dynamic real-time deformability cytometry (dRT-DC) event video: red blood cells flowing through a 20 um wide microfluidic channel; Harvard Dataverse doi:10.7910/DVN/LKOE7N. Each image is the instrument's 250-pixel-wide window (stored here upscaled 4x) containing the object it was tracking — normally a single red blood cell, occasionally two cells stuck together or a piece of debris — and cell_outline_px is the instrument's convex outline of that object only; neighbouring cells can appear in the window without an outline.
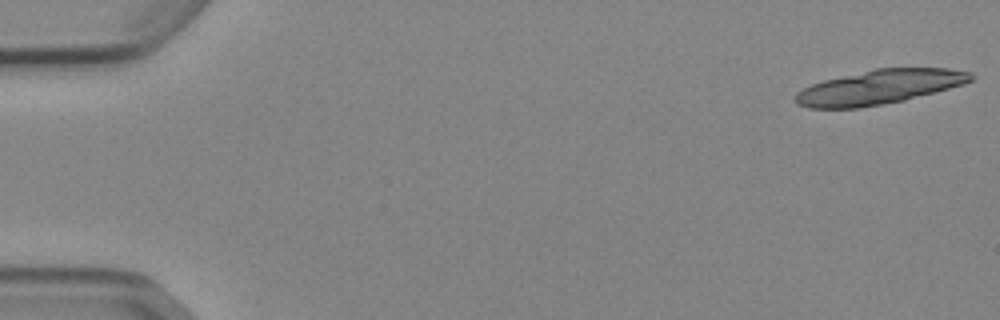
{"species": "Egyptian fruit bat (a non-hibernating species)", "species_latin": "Rousettus aegyptiacus", "temperature_condition": "cold", "stored_images_in_passage": 11, "camera_frame_rate_fps": 3000, "um_per_image_px": 0.085, "animal": {"sex": "female"}, "frame": {"image": 1, "passage_image": 1, "time_ms": 0.0, "image_size_px": [1000, 320], "cell_outline_px": [[976, 76], [972, 80], [964, 84], [904, 100], [856, 108], [808, 108], [796, 104], [796, 92], [812, 84], [824, 80], [876, 68], [948, 68], [972, 72]], "centroid_in_image_um": [74.77, 7.39], "position_along_channel_um": 10.2, "area_um2": 34.85}}